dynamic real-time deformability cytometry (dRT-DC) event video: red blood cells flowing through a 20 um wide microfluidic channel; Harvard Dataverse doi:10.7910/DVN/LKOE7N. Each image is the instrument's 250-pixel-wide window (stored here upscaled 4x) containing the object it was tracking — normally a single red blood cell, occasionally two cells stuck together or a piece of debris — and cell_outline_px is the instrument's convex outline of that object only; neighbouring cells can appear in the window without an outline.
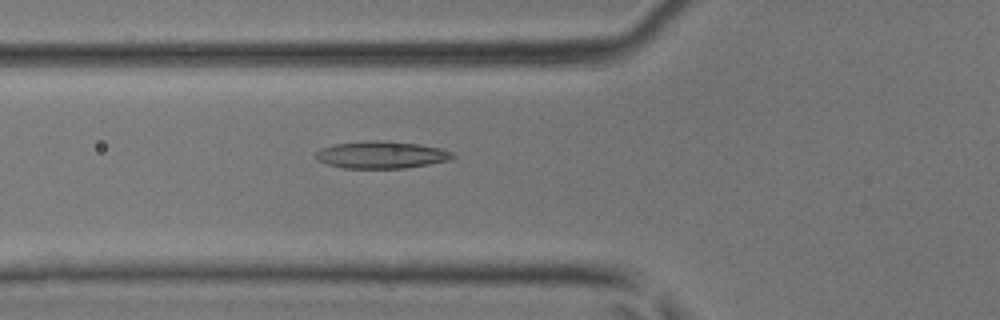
{"species": "common noctule bat (a hibernating species)", "species_latin": "Nyctalus noctula", "temperature_condition": "room temperature", "stored_images_in_passage": 45, "camera_frame_rate_fps": 3000, "um_per_image_px": 0.085, "animal": {"sex": "male", "body_mass_g": 17.9, "forearm_length_mm": 54.2}, "frame": {"image": 1, "passage_image": 17, "time_ms": 5.333, "image_size_px": [1000, 320], "cell_outline_px": [[456, 156], [448, 160], [428, 164], [404, 168], [344, 168], [328, 164], [320, 160], [316, 156], [316, 152], [320, 148], [332, 144], [368, 140], [388, 140], [416, 144], [440, 148], [452, 152]], "centroid_in_image_um": [32.41, 13.14], "position_along_channel_um": 93.4, "area_um2": 21.62}}
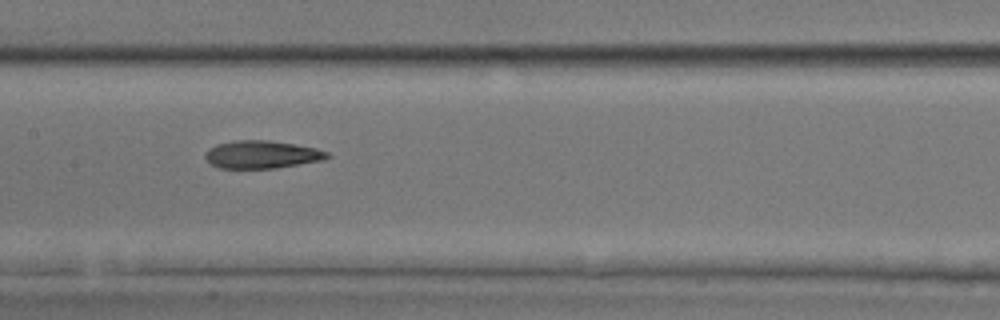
{"frame": {"image": 2, "passage_image": 23, "time_ms": 7.333, "image_size_px": [1000, 320], "cell_outline_px": [[332, 156], [324, 160], [276, 168], [216, 168], [204, 156], [208, 148], [216, 144], [232, 140], [268, 140], [316, 148], [328, 152]], "centroid_in_image_um": [22.25, 13.13], "position_along_channel_um": 185.2, "area_um2": 19.83}}
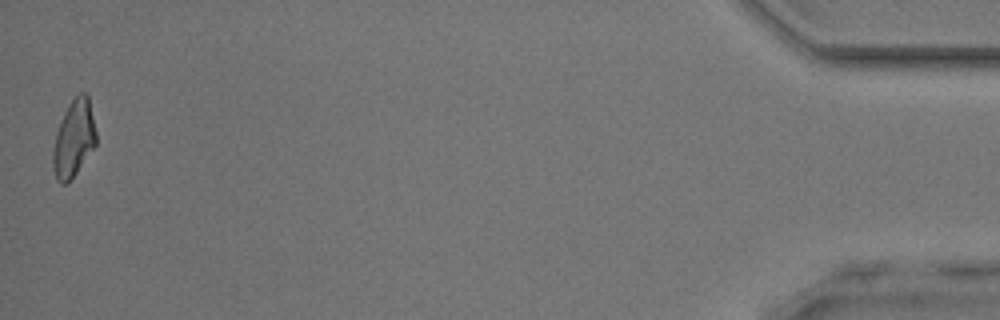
{"frame": {"image": 3, "passage_image": 45, "time_ms": 14.667, "image_size_px": [1000, 320], "cell_outline_px": [[96, 144], [68, 184], [60, 184], [56, 180], [52, 168], [52, 152], [56, 132], [64, 112], [68, 104], [80, 92], [84, 92], [88, 96], [96, 132]], "centroid_in_image_um": [6.24, 11.82], "position_along_channel_um": 429.0, "area_um2": 19.36}}